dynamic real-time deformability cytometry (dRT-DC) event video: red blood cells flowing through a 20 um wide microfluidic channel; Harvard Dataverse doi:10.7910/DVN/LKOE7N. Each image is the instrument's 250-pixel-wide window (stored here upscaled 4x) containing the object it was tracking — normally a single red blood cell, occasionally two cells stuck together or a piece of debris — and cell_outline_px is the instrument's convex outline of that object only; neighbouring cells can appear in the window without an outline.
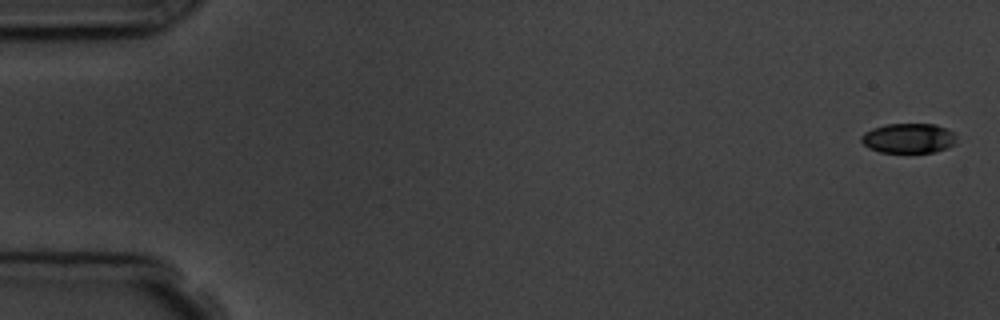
{"species": "common noctule bat (a hibernating species)", "species_latin": "Nyctalus noctula", "temperature_condition": "room temperature", "stored_images_in_passage": 6, "camera_frame_rate_fps": 3000, "um_per_image_px": 0.085, "animal": {"sex": "male", "body_mass_g": 19.5, "forearm_length_mm": 54.6}, "frame": {"image": 1, "passage_image": 1, "time_ms": 0.0, "image_size_px": [1000, 320], "cell_outline_px": [[956, 144], [948, 148], [932, 152], [880, 152], [868, 148], [860, 140], [860, 136], [864, 132], [872, 128], [884, 124], [936, 124], [952, 132], [956, 140]], "centroid_in_image_um": [77.19, 11.75], "position_along_channel_um": 7.8, "area_um2": 16.59}}
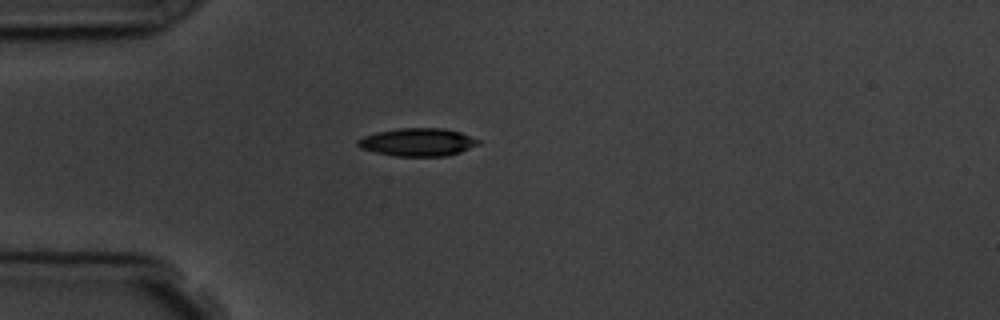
{"frame": {"image": 2, "passage_image": 5, "time_ms": 4.667, "image_size_px": [1000, 320], "cell_outline_px": [[480, 144], [460, 152], [448, 156], [396, 156], [376, 152], [360, 148], [356, 144], [356, 140], [364, 136], [376, 132], [400, 128], [444, 128], [460, 132], [480, 140]], "centroid_in_image_um": [35.51, 12.08], "position_along_channel_um": 49.5, "area_um2": 19.65}}